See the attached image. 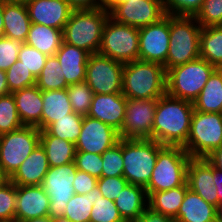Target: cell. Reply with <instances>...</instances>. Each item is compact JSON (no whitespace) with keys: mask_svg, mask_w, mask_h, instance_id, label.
I'll use <instances>...</instances> for the list:
<instances>
[{"mask_svg":"<svg viewBox=\"0 0 222 222\" xmlns=\"http://www.w3.org/2000/svg\"><path fill=\"white\" fill-rule=\"evenodd\" d=\"M40 145L46 153L50 167L74 162L76 146L70 141L53 135H40Z\"/></svg>","mask_w":222,"mask_h":222,"instance_id":"obj_31","label":"cell"},{"mask_svg":"<svg viewBox=\"0 0 222 222\" xmlns=\"http://www.w3.org/2000/svg\"><path fill=\"white\" fill-rule=\"evenodd\" d=\"M127 98L122 93L94 94L87 116L120 131L125 117Z\"/></svg>","mask_w":222,"mask_h":222,"instance_id":"obj_20","label":"cell"},{"mask_svg":"<svg viewBox=\"0 0 222 222\" xmlns=\"http://www.w3.org/2000/svg\"><path fill=\"white\" fill-rule=\"evenodd\" d=\"M90 222H125L114 201L103 197L98 186L97 199L92 206Z\"/></svg>","mask_w":222,"mask_h":222,"instance_id":"obj_37","label":"cell"},{"mask_svg":"<svg viewBox=\"0 0 222 222\" xmlns=\"http://www.w3.org/2000/svg\"><path fill=\"white\" fill-rule=\"evenodd\" d=\"M6 3L24 4L26 5L30 0H0Z\"/></svg>","mask_w":222,"mask_h":222,"instance_id":"obj_59","label":"cell"},{"mask_svg":"<svg viewBox=\"0 0 222 222\" xmlns=\"http://www.w3.org/2000/svg\"><path fill=\"white\" fill-rule=\"evenodd\" d=\"M77 172L75 162L50 167L42 180L41 187L49 196L50 218L64 217L65 208L75 194L73 181Z\"/></svg>","mask_w":222,"mask_h":222,"instance_id":"obj_11","label":"cell"},{"mask_svg":"<svg viewBox=\"0 0 222 222\" xmlns=\"http://www.w3.org/2000/svg\"><path fill=\"white\" fill-rule=\"evenodd\" d=\"M193 102L167 93L157 99L152 139L163 146L184 147L190 133Z\"/></svg>","mask_w":222,"mask_h":222,"instance_id":"obj_1","label":"cell"},{"mask_svg":"<svg viewBox=\"0 0 222 222\" xmlns=\"http://www.w3.org/2000/svg\"><path fill=\"white\" fill-rule=\"evenodd\" d=\"M49 168L46 153L39 144L10 177V181L16 186L41 185Z\"/></svg>","mask_w":222,"mask_h":222,"instance_id":"obj_22","label":"cell"},{"mask_svg":"<svg viewBox=\"0 0 222 222\" xmlns=\"http://www.w3.org/2000/svg\"><path fill=\"white\" fill-rule=\"evenodd\" d=\"M55 55L68 85L85 81L87 60L90 55L87 51L62 42Z\"/></svg>","mask_w":222,"mask_h":222,"instance_id":"obj_23","label":"cell"},{"mask_svg":"<svg viewBox=\"0 0 222 222\" xmlns=\"http://www.w3.org/2000/svg\"><path fill=\"white\" fill-rule=\"evenodd\" d=\"M31 23L63 30L73 9L66 0H30L26 4Z\"/></svg>","mask_w":222,"mask_h":222,"instance_id":"obj_18","label":"cell"},{"mask_svg":"<svg viewBox=\"0 0 222 222\" xmlns=\"http://www.w3.org/2000/svg\"><path fill=\"white\" fill-rule=\"evenodd\" d=\"M216 67L199 57L166 72V93L193 102Z\"/></svg>","mask_w":222,"mask_h":222,"instance_id":"obj_7","label":"cell"},{"mask_svg":"<svg viewBox=\"0 0 222 222\" xmlns=\"http://www.w3.org/2000/svg\"><path fill=\"white\" fill-rule=\"evenodd\" d=\"M128 184L124 176L101 177L97 180V186L103 197L114 201L121 190Z\"/></svg>","mask_w":222,"mask_h":222,"instance_id":"obj_47","label":"cell"},{"mask_svg":"<svg viewBox=\"0 0 222 222\" xmlns=\"http://www.w3.org/2000/svg\"><path fill=\"white\" fill-rule=\"evenodd\" d=\"M42 99L41 130L74 112L68 98L67 89L42 91Z\"/></svg>","mask_w":222,"mask_h":222,"instance_id":"obj_27","label":"cell"},{"mask_svg":"<svg viewBox=\"0 0 222 222\" xmlns=\"http://www.w3.org/2000/svg\"><path fill=\"white\" fill-rule=\"evenodd\" d=\"M121 1H125V0H102L103 2V7L106 9H110L114 4L121 2Z\"/></svg>","mask_w":222,"mask_h":222,"instance_id":"obj_56","label":"cell"},{"mask_svg":"<svg viewBox=\"0 0 222 222\" xmlns=\"http://www.w3.org/2000/svg\"><path fill=\"white\" fill-rule=\"evenodd\" d=\"M3 20L5 37L25 43L31 26L26 5L3 2Z\"/></svg>","mask_w":222,"mask_h":222,"instance_id":"obj_26","label":"cell"},{"mask_svg":"<svg viewBox=\"0 0 222 222\" xmlns=\"http://www.w3.org/2000/svg\"><path fill=\"white\" fill-rule=\"evenodd\" d=\"M47 58L48 56L41 53L38 49L25 43L21 46L18 54V60L22 62L23 66L30 70L35 78L40 75Z\"/></svg>","mask_w":222,"mask_h":222,"instance_id":"obj_42","label":"cell"},{"mask_svg":"<svg viewBox=\"0 0 222 222\" xmlns=\"http://www.w3.org/2000/svg\"><path fill=\"white\" fill-rule=\"evenodd\" d=\"M124 63L103 56L91 54L87 60L85 82L94 94L122 93Z\"/></svg>","mask_w":222,"mask_h":222,"instance_id":"obj_12","label":"cell"},{"mask_svg":"<svg viewBox=\"0 0 222 222\" xmlns=\"http://www.w3.org/2000/svg\"><path fill=\"white\" fill-rule=\"evenodd\" d=\"M216 222H222V203L216 207Z\"/></svg>","mask_w":222,"mask_h":222,"instance_id":"obj_58","label":"cell"},{"mask_svg":"<svg viewBox=\"0 0 222 222\" xmlns=\"http://www.w3.org/2000/svg\"><path fill=\"white\" fill-rule=\"evenodd\" d=\"M120 140L119 131L90 116H83L76 151L102 154Z\"/></svg>","mask_w":222,"mask_h":222,"instance_id":"obj_16","label":"cell"},{"mask_svg":"<svg viewBox=\"0 0 222 222\" xmlns=\"http://www.w3.org/2000/svg\"><path fill=\"white\" fill-rule=\"evenodd\" d=\"M204 0H163L165 13L177 16H195Z\"/></svg>","mask_w":222,"mask_h":222,"instance_id":"obj_44","label":"cell"},{"mask_svg":"<svg viewBox=\"0 0 222 222\" xmlns=\"http://www.w3.org/2000/svg\"><path fill=\"white\" fill-rule=\"evenodd\" d=\"M0 222H17L16 220H0Z\"/></svg>","mask_w":222,"mask_h":222,"instance_id":"obj_61","label":"cell"},{"mask_svg":"<svg viewBox=\"0 0 222 222\" xmlns=\"http://www.w3.org/2000/svg\"><path fill=\"white\" fill-rule=\"evenodd\" d=\"M4 37L3 2L0 1V39Z\"/></svg>","mask_w":222,"mask_h":222,"instance_id":"obj_55","label":"cell"},{"mask_svg":"<svg viewBox=\"0 0 222 222\" xmlns=\"http://www.w3.org/2000/svg\"><path fill=\"white\" fill-rule=\"evenodd\" d=\"M109 13L115 21L137 28L155 23L166 15L163 0H125L114 4Z\"/></svg>","mask_w":222,"mask_h":222,"instance_id":"obj_14","label":"cell"},{"mask_svg":"<svg viewBox=\"0 0 222 222\" xmlns=\"http://www.w3.org/2000/svg\"><path fill=\"white\" fill-rule=\"evenodd\" d=\"M201 25L194 16L170 15L169 49L166 72L200 57Z\"/></svg>","mask_w":222,"mask_h":222,"instance_id":"obj_4","label":"cell"},{"mask_svg":"<svg viewBox=\"0 0 222 222\" xmlns=\"http://www.w3.org/2000/svg\"><path fill=\"white\" fill-rule=\"evenodd\" d=\"M163 147L153 139H123V176L128 183L144 188L148 185Z\"/></svg>","mask_w":222,"mask_h":222,"instance_id":"obj_5","label":"cell"},{"mask_svg":"<svg viewBox=\"0 0 222 222\" xmlns=\"http://www.w3.org/2000/svg\"><path fill=\"white\" fill-rule=\"evenodd\" d=\"M63 42V30L31 23L25 44L46 56L55 55Z\"/></svg>","mask_w":222,"mask_h":222,"instance_id":"obj_28","label":"cell"},{"mask_svg":"<svg viewBox=\"0 0 222 222\" xmlns=\"http://www.w3.org/2000/svg\"><path fill=\"white\" fill-rule=\"evenodd\" d=\"M6 78L10 93L36 85V78L17 60L6 70Z\"/></svg>","mask_w":222,"mask_h":222,"instance_id":"obj_40","label":"cell"},{"mask_svg":"<svg viewBox=\"0 0 222 222\" xmlns=\"http://www.w3.org/2000/svg\"><path fill=\"white\" fill-rule=\"evenodd\" d=\"M10 182V176L0 166V188H3Z\"/></svg>","mask_w":222,"mask_h":222,"instance_id":"obj_54","label":"cell"},{"mask_svg":"<svg viewBox=\"0 0 222 222\" xmlns=\"http://www.w3.org/2000/svg\"><path fill=\"white\" fill-rule=\"evenodd\" d=\"M175 219L177 222H216V206L188 189Z\"/></svg>","mask_w":222,"mask_h":222,"instance_id":"obj_25","label":"cell"},{"mask_svg":"<svg viewBox=\"0 0 222 222\" xmlns=\"http://www.w3.org/2000/svg\"><path fill=\"white\" fill-rule=\"evenodd\" d=\"M166 93V70L159 63H124L122 94L130 99H158Z\"/></svg>","mask_w":222,"mask_h":222,"instance_id":"obj_2","label":"cell"},{"mask_svg":"<svg viewBox=\"0 0 222 222\" xmlns=\"http://www.w3.org/2000/svg\"><path fill=\"white\" fill-rule=\"evenodd\" d=\"M49 205V196L40 185L16 186L17 222L48 216Z\"/></svg>","mask_w":222,"mask_h":222,"instance_id":"obj_17","label":"cell"},{"mask_svg":"<svg viewBox=\"0 0 222 222\" xmlns=\"http://www.w3.org/2000/svg\"><path fill=\"white\" fill-rule=\"evenodd\" d=\"M114 203L125 222L135 221L148 207L146 189L139 185L128 183L121 190Z\"/></svg>","mask_w":222,"mask_h":222,"instance_id":"obj_24","label":"cell"},{"mask_svg":"<svg viewBox=\"0 0 222 222\" xmlns=\"http://www.w3.org/2000/svg\"><path fill=\"white\" fill-rule=\"evenodd\" d=\"M67 94L75 113L86 116L90 110L94 93L84 81L67 87Z\"/></svg>","mask_w":222,"mask_h":222,"instance_id":"obj_38","label":"cell"},{"mask_svg":"<svg viewBox=\"0 0 222 222\" xmlns=\"http://www.w3.org/2000/svg\"><path fill=\"white\" fill-rule=\"evenodd\" d=\"M97 178L91 176L87 172L80 171L77 169L74 181L73 188L75 194H87L97 185Z\"/></svg>","mask_w":222,"mask_h":222,"instance_id":"obj_48","label":"cell"},{"mask_svg":"<svg viewBox=\"0 0 222 222\" xmlns=\"http://www.w3.org/2000/svg\"><path fill=\"white\" fill-rule=\"evenodd\" d=\"M222 146V113L193 111L190 133L183 147L193 158H206Z\"/></svg>","mask_w":222,"mask_h":222,"instance_id":"obj_8","label":"cell"},{"mask_svg":"<svg viewBox=\"0 0 222 222\" xmlns=\"http://www.w3.org/2000/svg\"><path fill=\"white\" fill-rule=\"evenodd\" d=\"M194 17L201 27L222 25V0H204Z\"/></svg>","mask_w":222,"mask_h":222,"instance_id":"obj_41","label":"cell"},{"mask_svg":"<svg viewBox=\"0 0 222 222\" xmlns=\"http://www.w3.org/2000/svg\"><path fill=\"white\" fill-rule=\"evenodd\" d=\"M73 10L95 9L103 7L102 0H66Z\"/></svg>","mask_w":222,"mask_h":222,"instance_id":"obj_50","label":"cell"},{"mask_svg":"<svg viewBox=\"0 0 222 222\" xmlns=\"http://www.w3.org/2000/svg\"><path fill=\"white\" fill-rule=\"evenodd\" d=\"M74 162L78 170L87 172L97 179L101 178L103 166L101 154L76 151Z\"/></svg>","mask_w":222,"mask_h":222,"instance_id":"obj_43","label":"cell"},{"mask_svg":"<svg viewBox=\"0 0 222 222\" xmlns=\"http://www.w3.org/2000/svg\"><path fill=\"white\" fill-rule=\"evenodd\" d=\"M109 16V10L104 7L73 10L63 29V42L81 48L90 55L98 53Z\"/></svg>","mask_w":222,"mask_h":222,"instance_id":"obj_3","label":"cell"},{"mask_svg":"<svg viewBox=\"0 0 222 222\" xmlns=\"http://www.w3.org/2000/svg\"><path fill=\"white\" fill-rule=\"evenodd\" d=\"M170 15L139 28V60L166 63L169 49Z\"/></svg>","mask_w":222,"mask_h":222,"instance_id":"obj_15","label":"cell"},{"mask_svg":"<svg viewBox=\"0 0 222 222\" xmlns=\"http://www.w3.org/2000/svg\"><path fill=\"white\" fill-rule=\"evenodd\" d=\"M22 127L12 93L0 96V135Z\"/></svg>","mask_w":222,"mask_h":222,"instance_id":"obj_36","label":"cell"},{"mask_svg":"<svg viewBox=\"0 0 222 222\" xmlns=\"http://www.w3.org/2000/svg\"><path fill=\"white\" fill-rule=\"evenodd\" d=\"M6 71L0 70V96L9 94Z\"/></svg>","mask_w":222,"mask_h":222,"instance_id":"obj_53","label":"cell"},{"mask_svg":"<svg viewBox=\"0 0 222 222\" xmlns=\"http://www.w3.org/2000/svg\"><path fill=\"white\" fill-rule=\"evenodd\" d=\"M97 199V185L87 194H74L66 205L64 218L71 222H90L92 206Z\"/></svg>","mask_w":222,"mask_h":222,"instance_id":"obj_34","label":"cell"},{"mask_svg":"<svg viewBox=\"0 0 222 222\" xmlns=\"http://www.w3.org/2000/svg\"><path fill=\"white\" fill-rule=\"evenodd\" d=\"M206 159L217 168L222 171V146L213 151Z\"/></svg>","mask_w":222,"mask_h":222,"instance_id":"obj_51","label":"cell"},{"mask_svg":"<svg viewBox=\"0 0 222 222\" xmlns=\"http://www.w3.org/2000/svg\"><path fill=\"white\" fill-rule=\"evenodd\" d=\"M53 222H71V221L64 217H57V218H53Z\"/></svg>","mask_w":222,"mask_h":222,"instance_id":"obj_60","label":"cell"},{"mask_svg":"<svg viewBox=\"0 0 222 222\" xmlns=\"http://www.w3.org/2000/svg\"><path fill=\"white\" fill-rule=\"evenodd\" d=\"M190 159L183 147L164 146L158 152L151 179L145 187L147 196L184 185Z\"/></svg>","mask_w":222,"mask_h":222,"instance_id":"obj_6","label":"cell"},{"mask_svg":"<svg viewBox=\"0 0 222 222\" xmlns=\"http://www.w3.org/2000/svg\"><path fill=\"white\" fill-rule=\"evenodd\" d=\"M213 179L217 189L218 204L222 203V171L213 167Z\"/></svg>","mask_w":222,"mask_h":222,"instance_id":"obj_52","label":"cell"},{"mask_svg":"<svg viewBox=\"0 0 222 222\" xmlns=\"http://www.w3.org/2000/svg\"><path fill=\"white\" fill-rule=\"evenodd\" d=\"M98 53L122 63L139 60V28L119 23L109 16Z\"/></svg>","mask_w":222,"mask_h":222,"instance_id":"obj_9","label":"cell"},{"mask_svg":"<svg viewBox=\"0 0 222 222\" xmlns=\"http://www.w3.org/2000/svg\"><path fill=\"white\" fill-rule=\"evenodd\" d=\"M12 95L23 126H35L41 131L42 91L34 85L14 91Z\"/></svg>","mask_w":222,"mask_h":222,"instance_id":"obj_21","label":"cell"},{"mask_svg":"<svg viewBox=\"0 0 222 222\" xmlns=\"http://www.w3.org/2000/svg\"><path fill=\"white\" fill-rule=\"evenodd\" d=\"M103 166L101 177L123 176V139L101 154Z\"/></svg>","mask_w":222,"mask_h":222,"instance_id":"obj_39","label":"cell"},{"mask_svg":"<svg viewBox=\"0 0 222 222\" xmlns=\"http://www.w3.org/2000/svg\"><path fill=\"white\" fill-rule=\"evenodd\" d=\"M40 144V130L35 126L0 135V166L11 177Z\"/></svg>","mask_w":222,"mask_h":222,"instance_id":"obj_10","label":"cell"},{"mask_svg":"<svg viewBox=\"0 0 222 222\" xmlns=\"http://www.w3.org/2000/svg\"><path fill=\"white\" fill-rule=\"evenodd\" d=\"M24 222H53V219L50 218L49 216L46 217H39V218H35V219H30Z\"/></svg>","mask_w":222,"mask_h":222,"instance_id":"obj_57","label":"cell"},{"mask_svg":"<svg viewBox=\"0 0 222 222\" xmlns=\"http://www.w3.org/2000/svg\"><path fill=\"white\" fill-rule=\"evenodd\" d=\"M157 99L127 98L124 122L119 137L122 139H152V127Z\"/></svg>","mask_w":222,"mask_h":222,"instance_id":"obj_13","label":"cell"},{"mask_svg":"<svg viewBox=\"0 0 222 222\" xmlns=\"http://www.w3.org/2000/svg\"><path fill=\"white\" fill-rule=\"evenodd\" d=\"M133 222H177V220L173 217L153 211L150 207H147L145 211Z\"/></svg>","mask_w":222,"mask_h":222,"instance_id":"obj_49","label":"cell"},{"mask_svg":"<svg viewBox=\"0 0 222 222\" xmlns=\"http://www.w3.org/2000/svg\"><path fill=\"white\" fill-rule=\"evenodd\" d=\"M187 182L184 185L160 192H153L148 196V207L169 217L175 218L183 202Z\"/></svg>","mask_w":222,"mask_h":222,"instance_id":"obj_30","label":"cell"},{"mask_svg":"<svg viewBox=\"0 0 222 222\" xmlns=\"http://www.w3.org/2000/svg\"><path fill=\"white\" fill-rule=\"evenodd\" d=\"M16 185L9 182L0 188V220H15Z\"/></svg>","mask_w":222,"mask_h":222,"instance_id":"obj_45","label":"cell"},{"mask_svg":"<svg viewBox=\"0 0 222 222\" xmlns=\"http://www.w3.org/2000/svg\"><path fill=\"white\" fill-rule=\"evenodd\" d=\"M83 115L72 112L40 131V135H53L76 144L82 127Z\"/></svg>","mask_w":222,"mask_h":222,"instance_id":"obj_33","label":"cell"},{"mask_svg":"<svg viewBox=\"0 0 222 222\" xmlns=\"http://www.w3.org/2000/svg\"><path fill=\"white\" fill-rule=\"evenodd\" d=\"M188 188L206 202L218 206V195L213 179V165L206 158L191 157L187 167Z\"/></svg>","mask_w":222,"mask_h":222,"instance_id":"obj_19","label":"cell"},{"mask_svg":"<svg viewBox=\"0 0 222 222\" xmlns=\"http://www.w3.org/2000/svg\"><path fill=\"white\" fill-rule=\"evenodd\" d=\"M200 57L216 68L222 67V25L202 27Z\"/></svg>","mask_w":222,"mask_h":222,"instance_id":"obj_32","label":"cell"},{"mask_svg":"<svg viewBox=\"0 0 222 222\" xmlns=\"http://www.w3.org/2000/svg\"><path fill=\"white\" fill-rule=\"evenodd\" d=\"M36 86L41 91L62 90L69 86L64 79L59 60L56 55L48 56L46 63L36 78Z\"/></svg>","mask_w":222,"mask_h":222,"instance_id":"obj_35","label":"cell"},{"mask_svg":"<svg viewBox=\"0 0 222 222\" xmlns=\"http://www.w3.org/2000/svg\"><path fill=\"white\" fill-rule=\"evenodd\" d=\"M194 110L222 113V71L216 68L201 93L193 101Z\"/></svg>","mask_w":222,"mask_h":222,"instance_id":"obj_29","label":"cell"},{"mask_svg":"<svg viewBox=\"0 0 222 222\" xmlns=\"http://www.w3.org/2000/svg\"><path fill=\"white\" fill-rule=\"evenodd\" d=\"M23 42L20 40L2 38L0 39V70L6 71L18 60L19 50Z\"/></svg>","mask_w":222,"mask_h":222,"instance_id":"obj_46","label":"cell"}]
</instances>
